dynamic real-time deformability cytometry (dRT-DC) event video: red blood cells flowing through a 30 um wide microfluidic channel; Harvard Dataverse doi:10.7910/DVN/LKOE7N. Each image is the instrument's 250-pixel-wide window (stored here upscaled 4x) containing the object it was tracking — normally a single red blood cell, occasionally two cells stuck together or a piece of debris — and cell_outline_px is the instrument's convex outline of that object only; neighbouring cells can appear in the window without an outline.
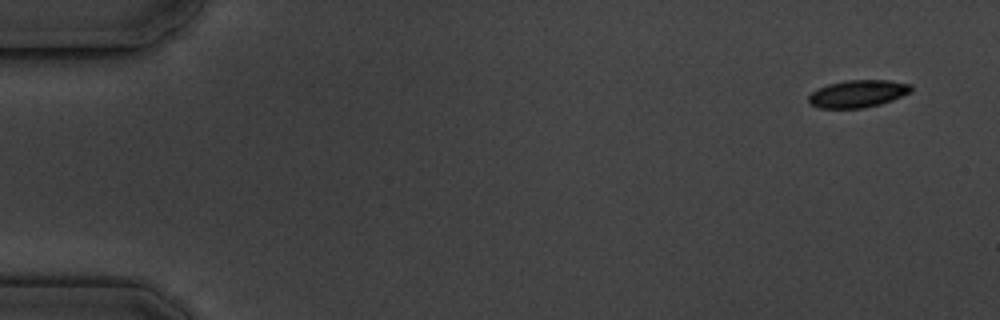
{"species": "common noctule bat (a hibernating species)", "species_latin": "Nyctalus noctula", "temperature_condition": "cold", "stored_images_in_passage": 15, "camera_frame_rate_fps": 3000, "um_per_image_px": 0.085, "animal": {"sex": "male", "body_mass_g": 19.5, "forearm_length_mm": 54.6}, "frame": {"image": 1, "passage_image": 1, "time_ms": 0.0, "image_size_px": [1000, 320], "cell_outline_px": [[912, 92], [892, 100], [880, 104], [864, 108], [820, 108], [808, 104], [808, 96], [812, 92], [828, 84], [844, 80], [888, 80], [912, 84]], "centroid_in_image_um": [72.92, 7.96], "position_along_channel_um": 12.1, "area_um2": 16.47}}
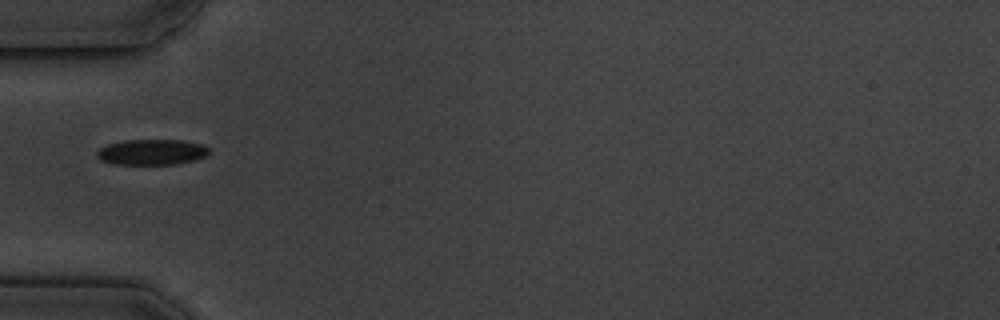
{"frame": {"image": 2, "passage_image": 5, "time_ms": 5.333, "image_size_px": [1000, 320], "cell_outline_px": [[212, 152], [196, 160], [176, 164], [112, 164], [100, 160], [96, 156], [96, 152], [100, 148], [108, 144], [124, 140], [180, 140], [200, 144], [208, 148]], "centroid_in_image_um": [12.88, 12.93], "position_along_channel_um": 72.1, "area_um2": 16.76}}
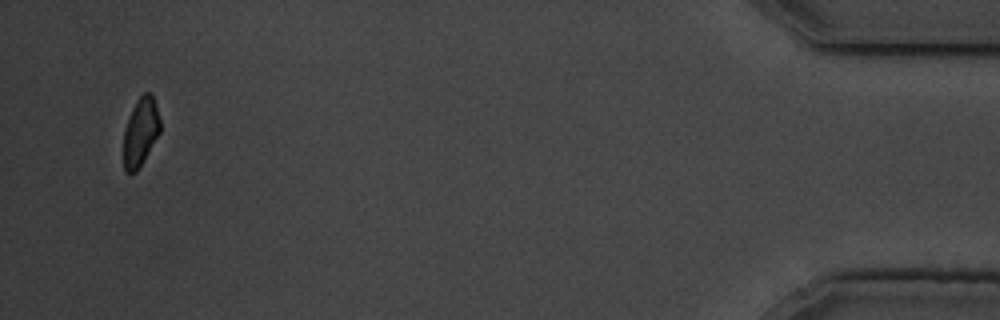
{"frame": {"image": 3, "passage_image": 15, "time_ms": 17.667, "image_size_px": [1000, 320], "cell_outline_px": [[160, 132], [144, 160], [136, 172], [124, 172], [124, 128], [128, 116], [136, 100], [144, 92], [152, 92], [160, 120]], "centroid_in_image_um": [11.94, 11.19], "position_along_channel_um": 423.3, "area_um2": 14.62}, "authors_computed_cell_mechanics": {"area_um2": 16.9932, "velocity_mm_per_s": 3.4757, "shape_relaxation_time_tau1_ms": 2.2508, "shape_relaxation_time_tau2_ms": null, "deformation_change_tau1": 0.0599, "deformation_change_tau2": null}}